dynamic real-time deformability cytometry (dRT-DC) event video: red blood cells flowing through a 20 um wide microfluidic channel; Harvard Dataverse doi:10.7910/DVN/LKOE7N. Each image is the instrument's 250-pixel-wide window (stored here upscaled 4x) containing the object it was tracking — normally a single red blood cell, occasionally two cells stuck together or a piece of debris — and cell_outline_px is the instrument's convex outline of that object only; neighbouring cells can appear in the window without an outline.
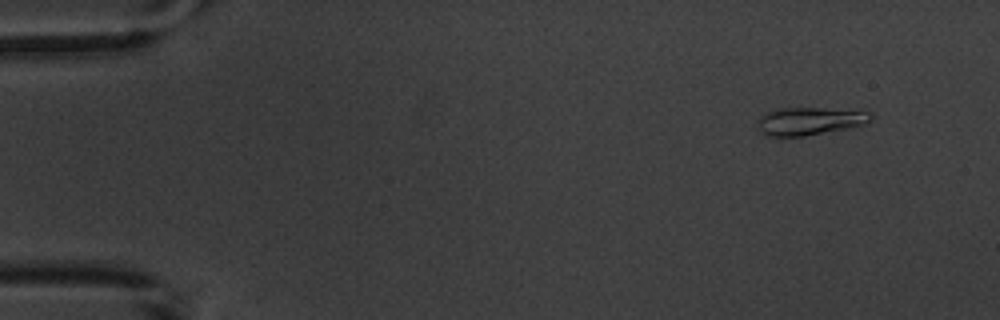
{"species": "common noctule bat (a hibernating species)", "species_latin": "Nyctalus noctula", "temperature_condition": "warm", "stored_images_in_passage": 5, "camera_frame_rate_fps": 3000, "um_per_image_px": 0.085, "animal": {"sex": "male", "body_mass_g": 20.1, "forearm_length_mm": 53.5}, "frame": {"image": 1, "passage_image": 2, "time_ms": 1.0, "image_size_px": [1000, 320], "cell_outline_px": [[876, 116], [872, 120], [864, 124], [848, 128], [804, 136], [768, 136], [756, 124], [756, 120], [760, 116], [768, 112], [780, 108], [824, 108], [872, 112]], "centroid_in_image_um": [68.86, 10.28], "position_along_channel_um": 16.1, "area_um2": 18.32}}